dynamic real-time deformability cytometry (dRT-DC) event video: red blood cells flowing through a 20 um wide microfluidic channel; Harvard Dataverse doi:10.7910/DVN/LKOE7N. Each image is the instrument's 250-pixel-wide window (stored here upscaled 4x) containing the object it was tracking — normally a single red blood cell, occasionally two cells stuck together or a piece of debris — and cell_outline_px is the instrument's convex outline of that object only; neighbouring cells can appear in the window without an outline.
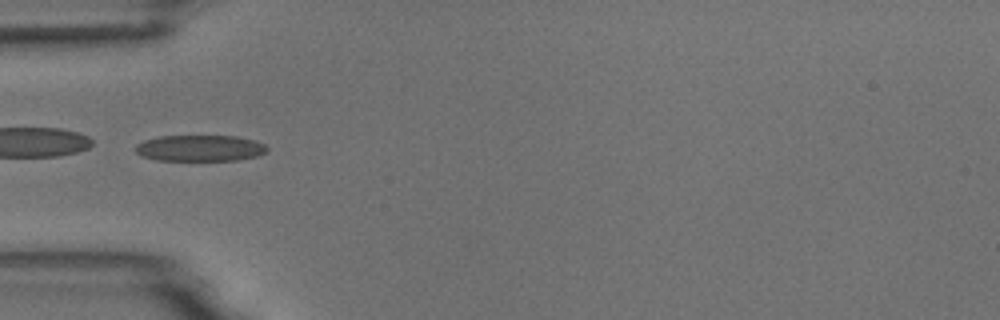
{"species": "common noctule bat (a hibernating species)", "species_latin": "Nyctalus noctula", "temperature_condition": "room temperature", "stored_images_in_passage": 6, "camera_frame_rate_fps": 3000, "um_per_image_px": 0.085, "animal": {"sex": "male", "body_mass_g": 18.8}, "frame": {"image": 1, "passage_image": 1, "time_ms": 0.0, "image_size_px": [1000, 320], "cell_outline_px": [[268, 152], [256, 156], [236, 160], [156, 160], [140, 156], [136, 152], [136, 144], [144, 140], [160, 136], [236, 136], [256, 140], [264, 144], [268, 148]], "centroid_in_image_um": [17.0, 12.59], "position_along_channel_um": 68.0, "area_um2": 20.17}}
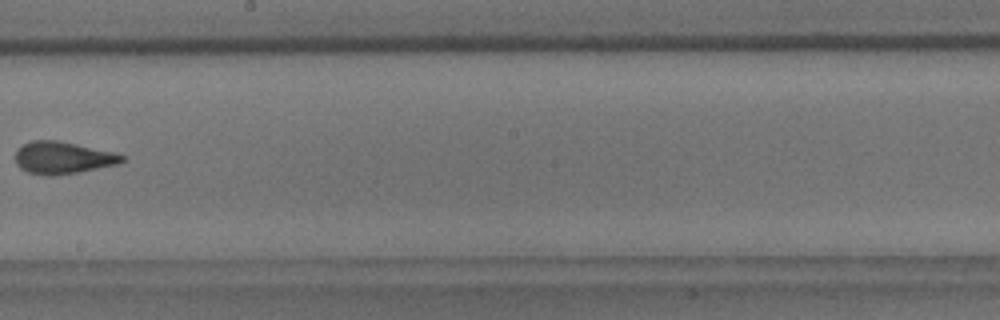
{"frame": {"image": 2, "passage_image": 5, "time_ms": 4.667, "image_size_px": [1000, 320], "cell_outline_px": [[124, 160], [120, 164], [80, 172], [52, 176], [28, 172], [20, 168], [16, 164], [16, 148], [32, 140], [56, 140], [116, 152], [124, 156]], "centroid_in_image_um": [5.35, 13.41], "position_along_channel_um": 242.8, "area_um2": 20.11}}